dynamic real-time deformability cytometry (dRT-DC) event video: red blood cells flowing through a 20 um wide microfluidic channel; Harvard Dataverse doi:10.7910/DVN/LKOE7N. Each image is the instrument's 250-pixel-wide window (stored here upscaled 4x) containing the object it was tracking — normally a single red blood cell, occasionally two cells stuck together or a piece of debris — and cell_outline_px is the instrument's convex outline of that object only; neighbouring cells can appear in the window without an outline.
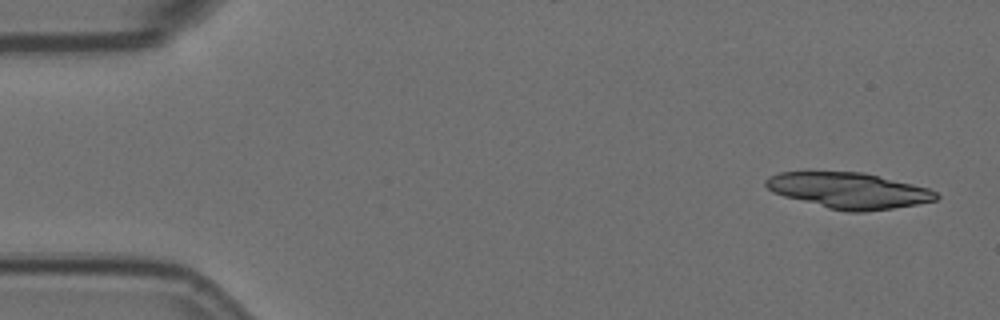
{"species": "Egyptian fruit bat (a non-hibernating species)", "species_latin": "Rousettus aegyptiacus", "temperature_condition": "room temperature", "stored_images_in_passage": 5, "camera_frame_rate_fps": 3000, "um_per_image_px": 0.085, "animal": {"sex": "female"}, "frame": {"image": 1, "passage_image": 1, "time_ms": 0.0, "image_size_px": [1000, 320], "cell_outline_px": [[940, 196], [936, 200], [916, 204], [892, 208], [864, 212], [848, 212], [828, 208], [784, 196], [772, 192], [764, 184], [764, 180], [768, 176], [780, 172], [864, 172], [928, 188], [936, 192]], "centroid_in_image_um": [72.12, 16.19], "position_along_channel_um": 12.9, "area_um2": 35.43}}